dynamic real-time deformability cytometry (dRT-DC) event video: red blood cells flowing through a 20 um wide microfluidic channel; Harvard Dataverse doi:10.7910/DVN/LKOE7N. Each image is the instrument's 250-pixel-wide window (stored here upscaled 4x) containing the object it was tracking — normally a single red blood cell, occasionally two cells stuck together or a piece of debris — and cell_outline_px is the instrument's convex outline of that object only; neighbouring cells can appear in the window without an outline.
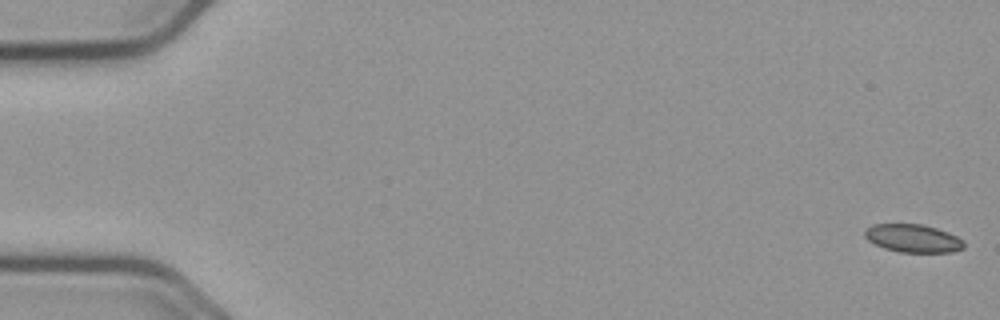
{"species": "common noctule bat (a hibernating species)", "species_latin": "Nyctalus noctula", "temperature_condition": "cold", "stored_images_in_passage": 56, "camera_frame_rate_fps": 3000, "um_per_image_px": 0.085, "animal": {"sex": "male", "body_mass_g": 23.1, "forearm_length_mm": 52.7}, "frame": {"image": 1, "passage_image": 1, "time_ms": 0.0, "image_size_px": [1000, 320], "cell_outline_px": [[964, 248], [952, 252], [900, 252], [884, 248], [868, 240], [864, 236], [864, 228], [872, 224], [920, 224], [936, 228], [948, 232], [964, 240]], "centroid_in_image_um": [77.59, 20.25], "position_along_channel_um": 7.4, "area_um2": 16.24}}
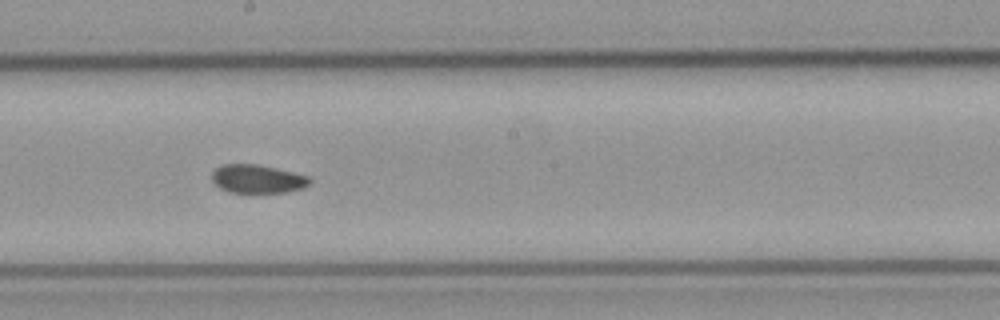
{"frame": {"image": 2, "passage_image": 31, "time_ms": 10.0, "image_size_px": [1000, 320], "cell_outline_px": [[312, 180], [304, 188], [288, 192], [228, 192], [220, 188], [212, 180], [212, 172], [216, 168], [224, 164], [256, 164], [276, 168], [308, 176]], "centroid_in_image_um": [21.89, 15.21], "position_along_channel_um": 226.3, "area_um2": 16.13}}
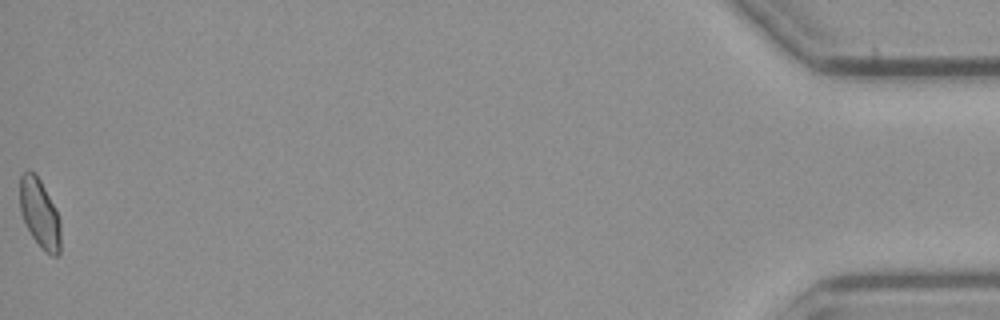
{"frame": {"image": 3, "passage_image": 56, "time_ms": 18.333, "image_size_px": [1000, 320], "cell_outline_px": [[60, 252], [56, 256], [52, 256], [32, 236], [20, 212], [20, 176], [28, 168], [36, 172], [60, 220]], "centroid_in_image_um": [3.35, 18.08], "position_along_channel_um": 431.8, "area_um2": 15.95}, "authors_computed_cell_mechanics": {"area_um2": 16.762, "velocity_mm_per_s": 3.7211, "shape_relaxation_time_tau1_ms": null, "shape_relaxation_time_tau2_ms": 3.3983, "deformation_change_tau1": null, "deformation_change_tau2": 0.059}}